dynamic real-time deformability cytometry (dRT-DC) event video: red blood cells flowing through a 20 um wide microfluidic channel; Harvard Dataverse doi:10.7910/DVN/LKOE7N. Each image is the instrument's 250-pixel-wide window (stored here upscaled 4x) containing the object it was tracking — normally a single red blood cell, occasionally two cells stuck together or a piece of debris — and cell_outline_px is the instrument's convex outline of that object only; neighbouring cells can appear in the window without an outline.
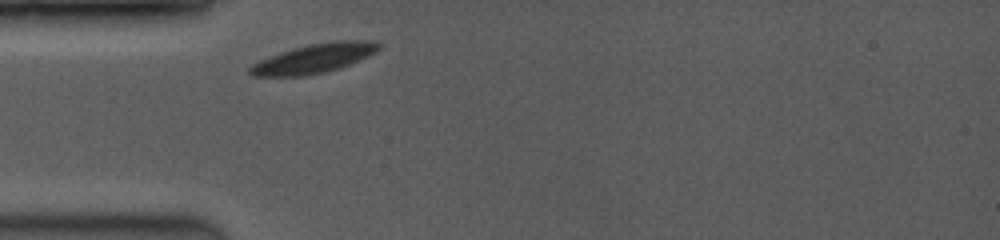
{"species": "common noctule bat (a hibernating species)", "species_latin": "Nyctalus noctula", "temperature_condition": "room temperature", "stored_images_in_passage": 4, "camera_frame_rate_fps": 3500, "um_per_image_px": 0.085, "animal": {"sex": "female", "body_mass_g": 19.0, "forearm_length_mm": 53.3}, "frame": {"image": 1, "passage_image": 1, "time_ms": 0.0, "image_size_px": [1000, 240], "cell_outline_px": [[380, 48], [376, 52], [368, 56], [340, 68], [324, 72], [304, 76], [252, 76], [248, 72], [248, 68], [252, 64], [260, 60], [280, 52], [308, 44], [336, 40], [376, 40], [380, 44]], "centroid_in_image_um": [26.71, 4.96], "position_along_channel_um": 58.3, "area_um2": 22.02}}
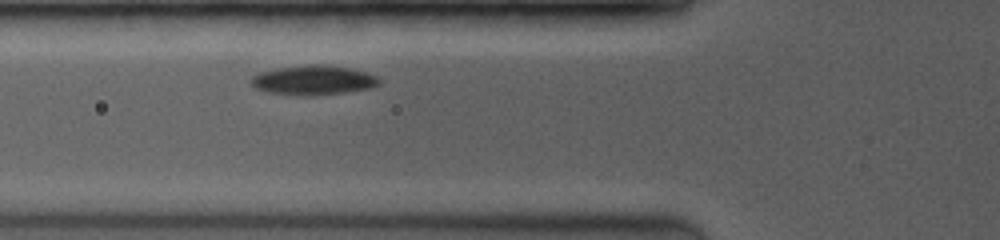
{"frame": {"image": 2, "passage_image": 4, "time_ms": 1.143, "image_size_px": [1000, 240], "cell_outline_px": [[380, 84], [372, 88], [344, 92], [312, 96], [308, 96], [268, 92], [256, 88], [248, 80], [252, 76], [260, 72], [276, 68], [308, 64], [324, 64], [352, 68], [376, 76], [380, 80]], "centroid_in_image_um": [26.63, 6.8], "position_along_channel_um": 99.2, "area_um2": 22.14}}